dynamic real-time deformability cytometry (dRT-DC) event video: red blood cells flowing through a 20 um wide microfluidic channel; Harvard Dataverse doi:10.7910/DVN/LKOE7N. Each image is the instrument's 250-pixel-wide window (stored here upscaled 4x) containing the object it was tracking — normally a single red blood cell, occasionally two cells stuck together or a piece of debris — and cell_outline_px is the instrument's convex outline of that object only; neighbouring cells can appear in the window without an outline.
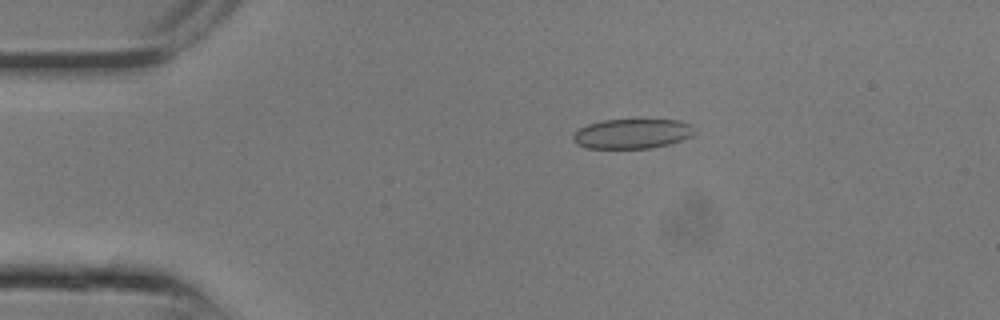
{"species": "common noctule bat (a hibernating species)", "species_latin": "Nyctalus noctula", "temperature_condition": "room temperature", "stored_images_in_passage": 8, "camera_frame_rate_fps": 3000, "um_per_image_px": 0.085, "animal": {"sex": "male", "body_mass_g": 13.3}, "frame": {"image": 1, "passage_image": 1, "time_ms": 0.0, "image_size_px": [1000, 320], "cell_outline_px": [[696, 132], [692, 136], [668, 144], [652, 148], [588, 148], [576, 144], [572, 140], [572, 136], [580, 128], [588, 124], [604, 120], [636, 116], [640, 116], [680, 120], [692, 124]], "centroid_in_image_um": [53.79, 11.3], "position_along_channel_um": 31.2, "area_um2": 22.2}}
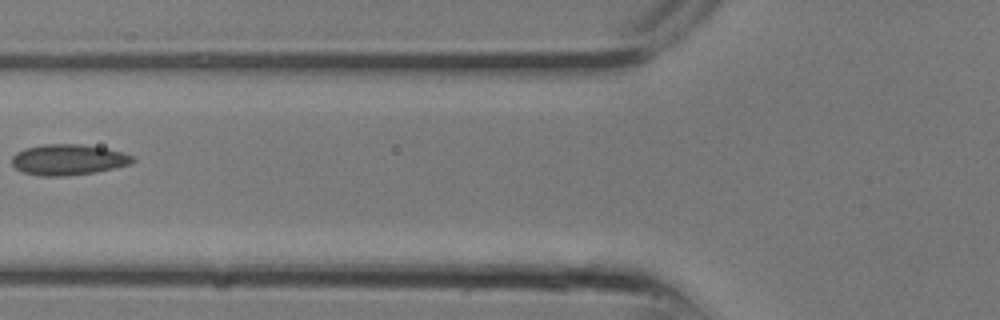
{"frame": {"image": 2, "passage_image": 6, "time_ms": 1.667, "image_size_px": [1000, 320], "cell_outline_px": [[136, 160], [132, 164], [96, 172], [68, 176], [40, 176], [20, 172], [12, 164], [12, 156], [16, 152], [24, 148], [44, 144], [80, 144], [104, 148], [124, 152], [136, 156]], "centroid_in_image_um": [5.82, 13.58], "position_along_channel_um": 120.0, "area_um2": 22.02}}
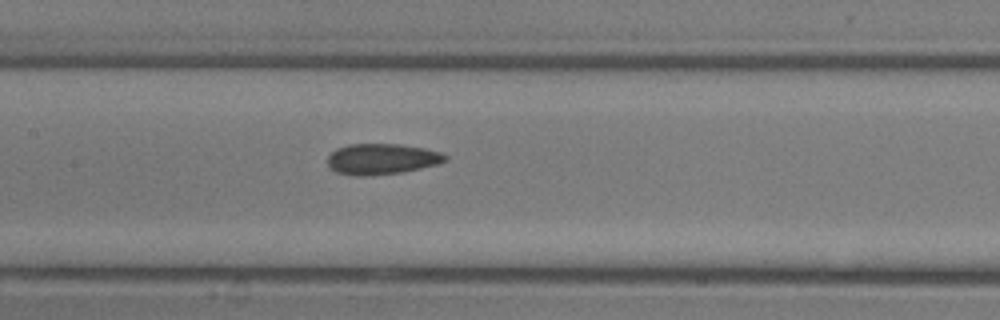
{"frame": {"image": 3, "passage_image": 8, "time_ms": 2.333, "image_size_px": [1000, 320], "cell_outline_px": [[448, 160], [440, 164], [404, 172], [368, 176], [356, 176], [336, 172], [328, 168], [328, 156], [336, 148], [348, 144], [400, 144], [424, 148], [444, 152], [448, 156]], "centroid_in_image_um": [32.49, 13.52], "position_along_channel_um": 174.9, "area_um2": 21.56}}